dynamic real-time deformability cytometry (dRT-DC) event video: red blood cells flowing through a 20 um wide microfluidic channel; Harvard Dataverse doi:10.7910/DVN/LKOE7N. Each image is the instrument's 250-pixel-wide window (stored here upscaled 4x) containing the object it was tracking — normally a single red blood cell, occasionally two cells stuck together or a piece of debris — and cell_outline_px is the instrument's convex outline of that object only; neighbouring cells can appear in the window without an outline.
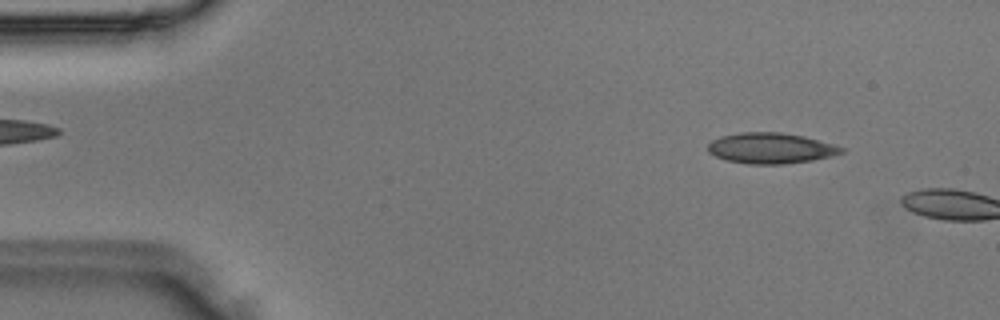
{"species": "Egyptian fruit bat (a non-hibernating species)", "species_latin": "Rousettus aegyptiacus", "temperature_condition": "room temperature", "stored_images_in_passage": 6, "camera_frame_rate_fps": 3000, "um_per_image_px": 0.085, "animal": {"sex": "male"}, "frame": {"image": 1, "passage_image": 4, "time_ms": 1.0, "image_size_px": [1000, 320], "cell_outline_px": [[844, 152], [832, 156], [812, 160], [784, 164], [748, 164], [728, 160], [716, 156], [708, 152], [708, 144], [712, 140], [720, 136], [740, 132], [780, 132], [804, 136], [832, 144], [844, 148]], "centroid_in_image_um": [65.5, 12.59], "position_along_channel_um": 19.5, "area_um2": 23.81}}